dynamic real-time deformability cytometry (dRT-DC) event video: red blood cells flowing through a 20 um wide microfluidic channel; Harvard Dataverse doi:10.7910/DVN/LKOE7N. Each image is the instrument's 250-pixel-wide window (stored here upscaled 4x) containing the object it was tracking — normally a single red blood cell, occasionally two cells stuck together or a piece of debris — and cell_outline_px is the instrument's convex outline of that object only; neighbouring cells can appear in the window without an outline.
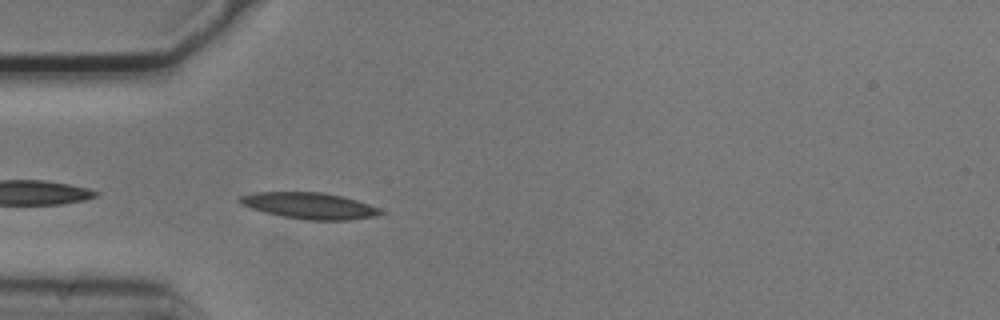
{"species": "common noctule bat (a hibernating species)", "species_latin": "Nyctalus noctula", "temperature_condition": "cold", "stored_images_in_passage": 39, "camera_frame_rate_fps": 3000, "um_per_image_px": 0.085, "animal": {"sex": "male", "body_mass_g": 20.5, "forearm_length_mm": 52.5}, "frame": {"image": 1, "passage_image": 1, "time_ms": 0.0, "image_size_px": [1000, 320], "cell_outline_px": [[384, 212], [376, 216], [348, 220], [308, 220], [284, 216], [264, 212], [252, 208], [236, 200], [240, 196], [256, 192], [324, 192], [344, 196], [380, 208]], "centroid_in_image_um": [26.34, 17.48], "position_along_channel_um": 58.7, "area_um2": 21.44}}
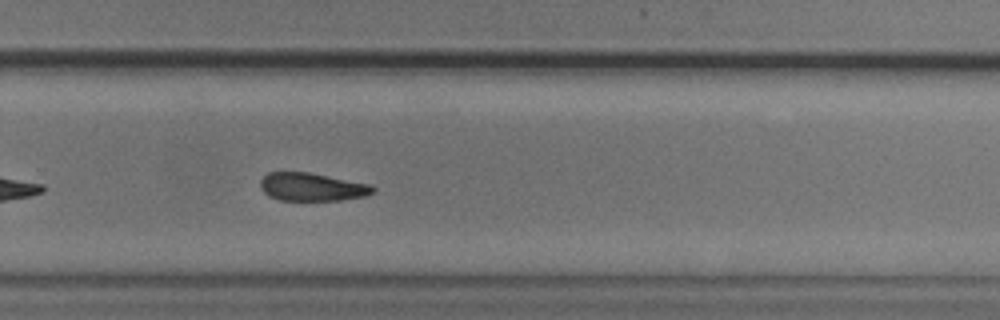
{"frame": {"image": 2, "passage_image": 21, "time_ms": 6.667, "image_size_px": [1000, 320], "cell_outline_px": [[376, 192], [364, 196], [340, 200], [280, 200], [268, 196], [260, 188], [260, 180], [268, 172], [308, 172], [372, 184], [376, 188]], "centroid_in_image_um": [26.54, 15.89], "position_along_channel_um": 303.3, "area_um2": 18.55}}
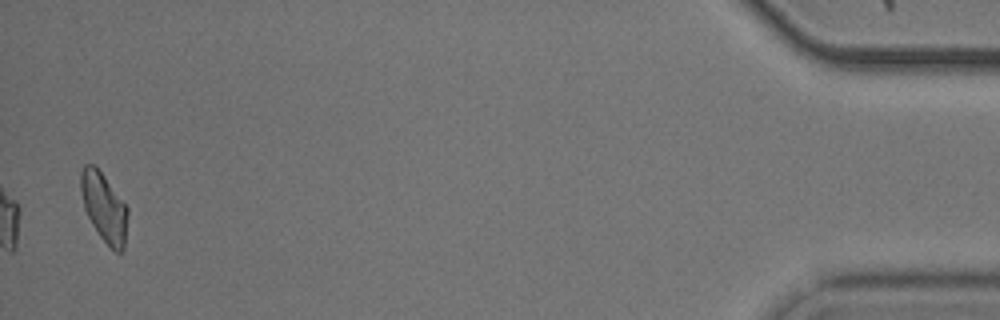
{"frame": {"image": 3, "passage_image": 38, "time_ms": 12.333, "image_size_px": [1000, 320], "cell_outline_px": [[128, 216], [124, 248], [120, 252], [116, 252], [100, 236], [92, 224], [84, 208], [80, 192], [80, 172], [84, 164], [92, 164], [104, 176], [128, 208]], "centroid_in_image_um": [8.83, 17.61], "position_along_channel_um": 426.4, "area_um2": 18.61}, "authors_computed_cell_mechanics": {"area_um2": 19.4208, "velocity_mm_per_s": 3.7183, "shape_relaxation_time_tau1_ms": 3.6556, "shape_relaxation_time_tau2_ms": 3.4813, "deformation_change_tau1": 0.1135, "deformation_change_tau2": 0.1076}}